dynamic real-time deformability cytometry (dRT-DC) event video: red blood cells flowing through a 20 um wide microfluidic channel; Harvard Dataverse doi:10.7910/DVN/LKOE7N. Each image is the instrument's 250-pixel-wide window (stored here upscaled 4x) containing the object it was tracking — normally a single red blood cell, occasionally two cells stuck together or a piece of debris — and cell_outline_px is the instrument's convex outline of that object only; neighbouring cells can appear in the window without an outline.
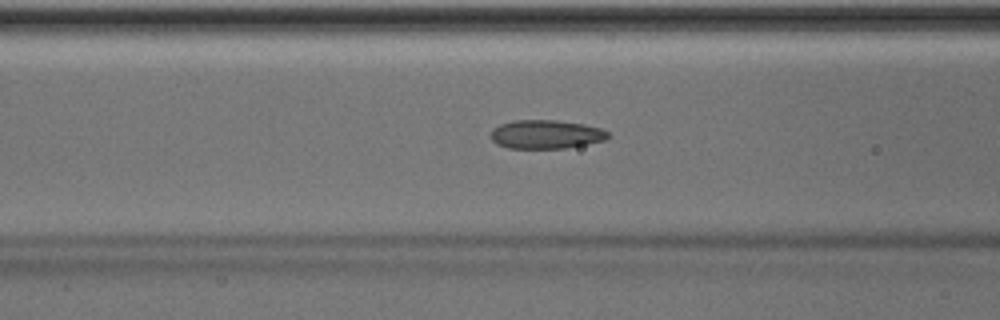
{"species": "Egyptian fruit bat (a non-hibernating species)", "species_latin": "Rousettus aegyptiacus", "temperature_condition": "room temperature", "stored_images_in_passage": 50, "camera_frame_rate_fps": 3000, "um_per_image_px": 0.085, "animal": {"sex": "male"}, "frame": {"image": 1, "passage_image": 20, "time_ms": 6.333, "image_size_px": [1000, 320], "cell_outline_px": [[608, 136], [604, 140], [568, 148], [508, 148], [496, 144], [492, 140], [492, 128], [500, 124], [516, 120], [556, 120], [584, 124], [600, 128], [608, 132]], "centroid_in_image_um": [46.39, 11.42], "position_along_channel_um": 120.2, "area_um2": 19.54}}
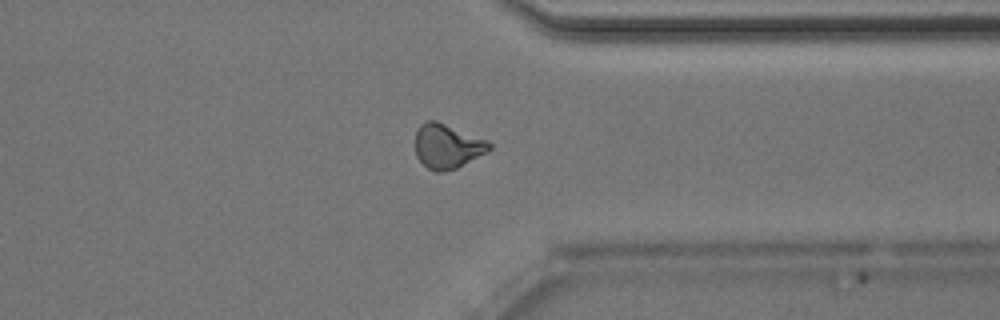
{"frame": {"image": 2, "passage_image": 39, "time_ms": 12.667, "image_size_px": [1000, 320], "cell_outline_px": [[492, 148], [488, 152], [456, 168], [444, 172], [436, 172], [428, 168], [416, 156], [416, 132], [420, 124], [424, 120], [436, 120], [488, 140], [492, 144]], "centroid_in_image_um": [38.03, 12.42], "position_along_channel_um": 373.4, "area_um2": 19.31}}
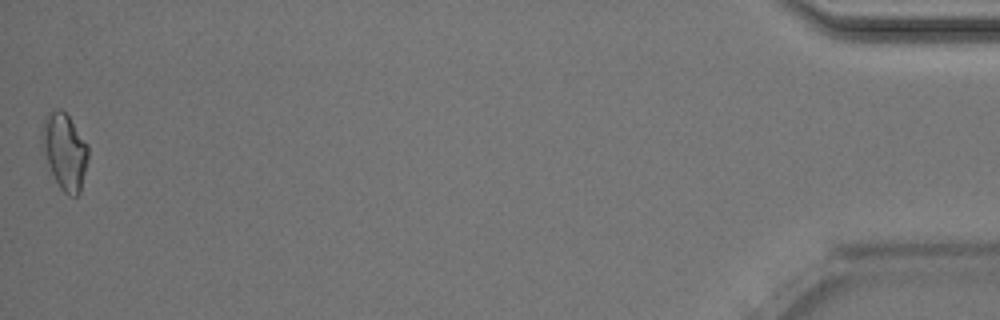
{"frame": {"image": 3, "passage_image": 50, "time_ms": 16.333, "image_size_px": [1000, 320], "cell_outline_px": [[88, 156], [80, 192], [76, 196], [68, 196], [60, 188], [48, 164], [40, 144], [40, 132], [44, 116], [48, 112], [56, 108], [60, 108], [68, 116], [88, 144]], "centroid_in_image_um": [5.46, 12.82], "position_along_channel_um": 429.7, "area_um2": 20.63}, "authors_computed_cell_mechanics": {"area_um2": 19.3341, "velocity_mm_per_s": 4.037, "shape_relaxation_time_tau1_ms": 5.2979, "shape_relaxation_time_tau2_ms": 2.5275, "deformation_change_tau1": 0.1207, "deformation_change_tau2": 0.0906}}